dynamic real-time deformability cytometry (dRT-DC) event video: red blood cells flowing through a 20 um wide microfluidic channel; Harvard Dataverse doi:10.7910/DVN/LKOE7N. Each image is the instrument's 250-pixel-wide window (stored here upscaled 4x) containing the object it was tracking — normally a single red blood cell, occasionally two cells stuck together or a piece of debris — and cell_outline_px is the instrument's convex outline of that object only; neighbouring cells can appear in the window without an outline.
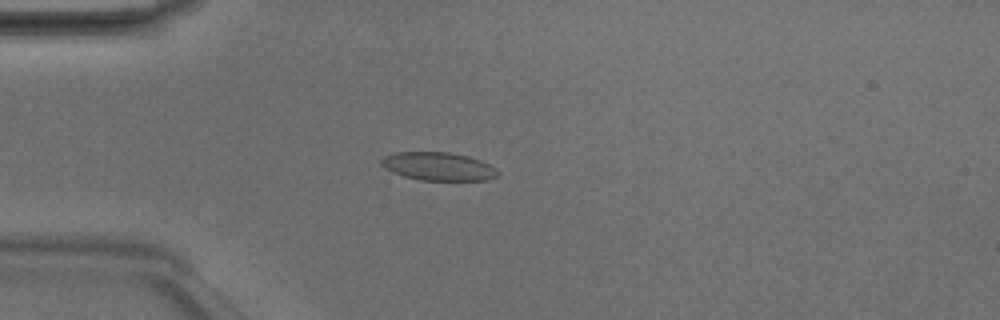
{"species": "Egyptian fruit bat (a non-hibernating species)", "species_latin": "Rousettus aegyptiacus", "temperature_condition": "room temperature", "stored_images_in_passage": 38, "camera_frame_rate_fps": 3000, "um_per_image_px": 0.085, "animal": {"sex": "male"}, "frame": {"image": 1, "passage_image": 3, "time_ms": 0.667, "image_size_px": [1000, 320], "cell_outline_px": [[500, 172], [496, 176], [488, 180], [420, 180], [404, 176], [392, 172], [384, 168], [380, 164], [380, 160], [384, 156], [396, 152], [448, 152], [468, 156], [480, 160], [496, 168]], "centroid_in_image_um": [37.24, 14.14], "position_along_channel_um": 47.8, "area_um2": 19.19}}
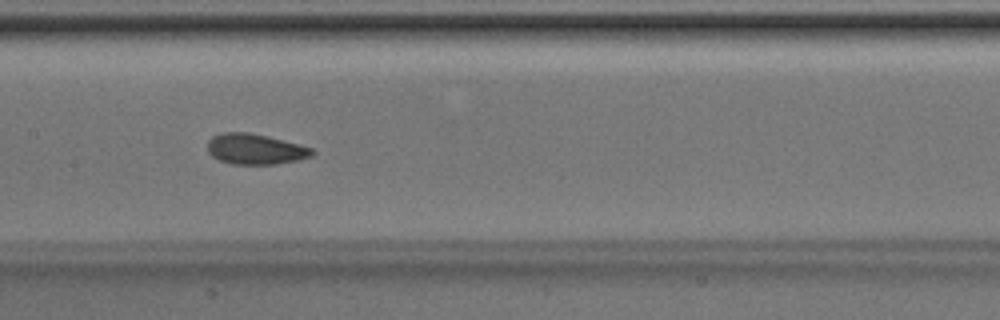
{"frame": {"image": 2, "passage_image": 14, "time_ms": 4.333, "image_size_px": [1000, 320], "cell_outline_px": [[316, 152], [312, 156], [296, 160], [276, 164], [232, 164], [220, 160], [212, 156], [208, 152], [208, 140], [212, 136], [220, 132], [248, 132], [268, 136], [312, 148]], "centroid_in_image_um": [21.67, 12.66], "position_along_channel_um": 185.7, "area_um2": 18.61}}
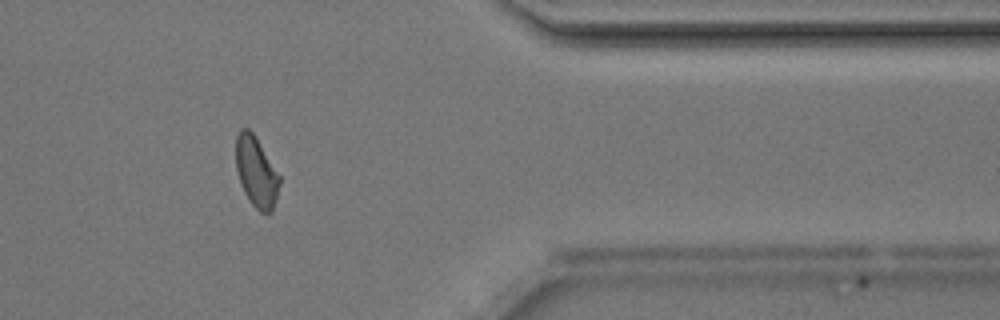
{"frame": {"image": 3, "passage_image": 30, "time_ms": 9.667, "image_size_px": [1000, 320], "cell_outline_px": [[280, 184], [276, 200], [272, 212], [260, 212], [252, 204], [244, 192], [240, 184], [236, 172], [236, 136], [240, 128], [248, 128], [252, 132], [280, 176]], "centroid_in_image_um": [21.77, 14.62], "position_along_channel_um": 389.6, "area_um2": 17.8}, "authors_computed_cell_mechanics": {"area_um2": 18.4671, "velocity_mm_per_s": 4.1737, "shape_relaxation_time_tau1_ms": 3.7259, "shape_relaxation_time_tau2_ms": 1.2893, "deformation_change_tau1": 0.1012, "deformation_change_tau2": 0.0686}}